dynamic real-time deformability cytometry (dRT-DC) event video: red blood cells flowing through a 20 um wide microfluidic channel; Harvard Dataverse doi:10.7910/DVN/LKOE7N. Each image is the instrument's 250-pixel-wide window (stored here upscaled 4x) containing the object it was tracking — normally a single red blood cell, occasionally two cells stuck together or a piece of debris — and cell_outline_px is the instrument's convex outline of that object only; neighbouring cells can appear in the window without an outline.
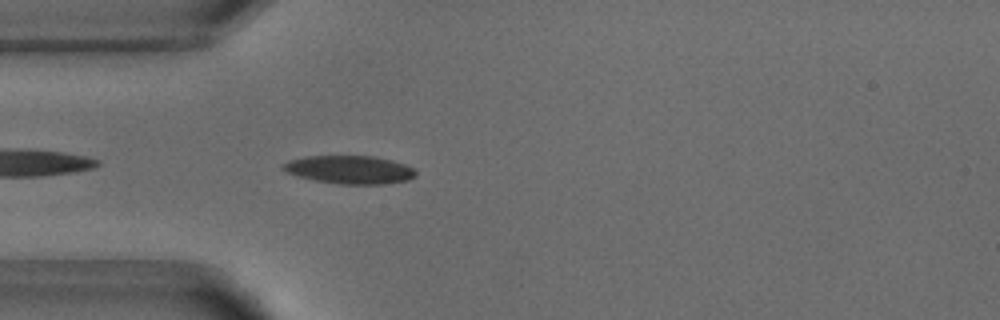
{"species": "common noctule bat (a hibernating species)", "species_latin": "Nyctalus noctula", "temperature_condition": "warm", "stored_images_in_passage": 39, "camera_frame_rate_fps": 3000, "um_per_image_px": 0.085, "animal": {"sex": "male", "body_mass_g": 18.8}, "frame": {"image": 1, "passage_image": 2, "time_ms": 0.333, "image_size_px": [1000, 320], "cell_outline_px": [[416, 176], [408, 180], [384, 184], [340, 184], [316, 180], [300, 176], [288, 172], [280, 168], [288, 160], [304, 156], [372, 156], [392, 160], [404, 164], [412, 168], [416, 172]], "centroid_in_image_um": [29.73, 14.42], "position_along_channel_um": 55.3, "area_um2": 21.62}}
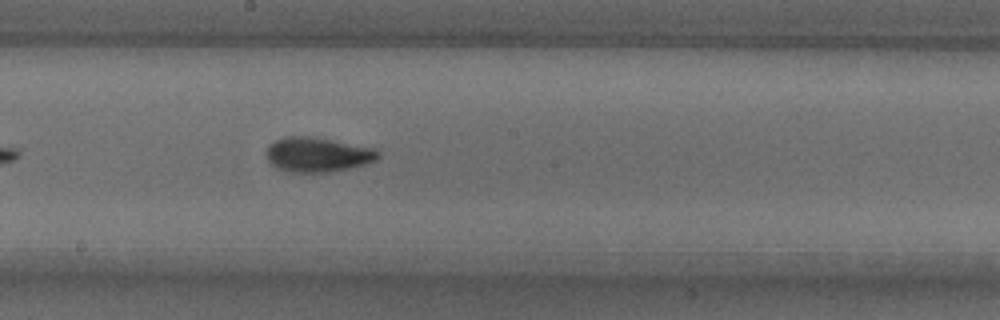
{"frame": {"image": 2, "passage_image": 15, "time_ms": 4.667, "image_size_px": [1000, 320], "cell_outline_px": [[380, 156], [376, 160], [364, 164], [332, 172], [288, 172], [276, 168], [268, 160], [268, 144], [284, 136], [308, 136], [332, 140], [372, 148], [380, 152]], "centroid_in_image_um": [26.98, 13.14], "position_along_channel_um": 221.2, "area_um2": 22.37}}
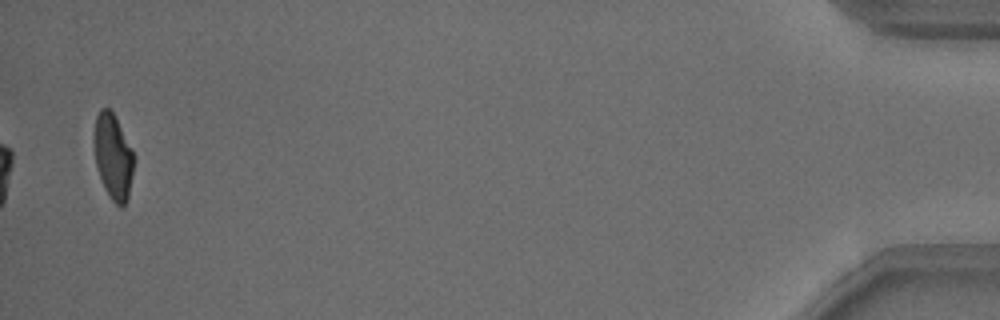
{"frame": {"image": 3, "passage_image": 38, "time_ms": 12.333, "image_size_px": [1000, 320], "cell_outline_px": [[132, 172], [128, 196], [124, 204], [120, 208], [108, 196], [104, 188], [96, 164], [92, 140], [96, 116], [100, 108], [108, 108], [112, 112], [132, 152]], "centroid_in_image_um": [9.55, 13.32], "position_along_channel_um": 425.7, "area_um2": 19.25}, "authors_computed_cell_mechanics": {"area_um2": 21.3282, "velocity_mm_per_s": 3.8772, "shape_relaxation_time_tau1_ms": 4.3142, "shape_relaxation_time_tau2_ms": 1.403, "deformation_change_tau1": 0.1614, "deformation_change_tau2": 0.0615}}